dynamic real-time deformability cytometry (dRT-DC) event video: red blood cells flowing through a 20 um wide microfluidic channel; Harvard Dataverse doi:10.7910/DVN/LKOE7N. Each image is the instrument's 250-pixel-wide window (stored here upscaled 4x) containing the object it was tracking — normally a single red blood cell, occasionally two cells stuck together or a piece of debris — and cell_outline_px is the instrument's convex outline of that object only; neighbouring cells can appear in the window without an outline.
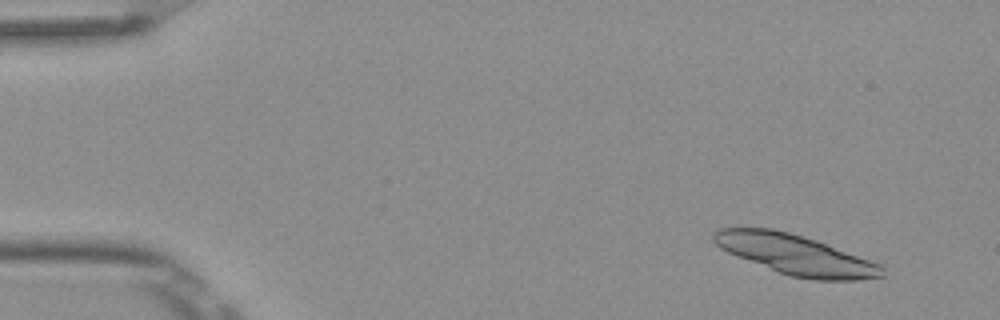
{"species": "Egyptian fruit bat (a non-hibernating species)", "species_latin": "Rousettus aegyptiacus", "temperature_condition": "room temperature", "stored_images_in_passage": 5, "camera_frame_rate_fps": 3000, "um_per_image_px": 0.085, "frame": {"image": 1, "passage_image": 2, "time_ms": 0.333, "image_size_px": [1000, 320], "cell_outline_px": [[884, 276], [860, 280], [812, 280], [792, 276], [780, 272], [736, 256], [720, 248], [712, 240], [712, 232], [720, 228], [772, 228], [788, 232], [816, 240], [880, 264], [884, 268]], "centroid_in_image_um": [67.6, 21.64], "position_along_channel_um": 17.4, "area_um2": 38.9}}